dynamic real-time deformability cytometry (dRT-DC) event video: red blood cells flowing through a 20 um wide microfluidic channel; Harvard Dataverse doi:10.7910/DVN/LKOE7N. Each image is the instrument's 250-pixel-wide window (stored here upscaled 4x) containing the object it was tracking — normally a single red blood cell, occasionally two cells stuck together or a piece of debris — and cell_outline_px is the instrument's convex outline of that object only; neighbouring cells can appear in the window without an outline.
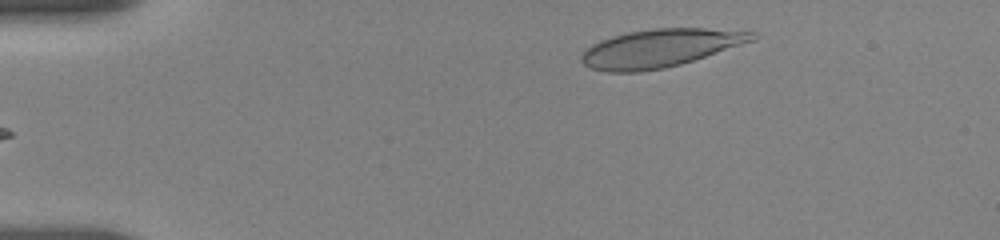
{"species": "human", "species_latin": "Homo sapiens", "temperature_condition": "room temperature", "stored_images_in_passage": 47, "camera_frame_rate_fps": 3000, "um_per_image_px": 0.085, "donor": {"sex": "female"}, "frame": {"image": 1, "passage_image": 2, "time_ms": 0.333, "image_size_px": [1000, 240], "cell_outline_px": [[760, 36], [756, 40], [680, 64], [664, 68], [640, 72], [608, 72], [592, 68], [584, 64], [580, 60], [580, 56], [592, 44], [600, 40], [612, 36], [628, 32], [652, 28], [704, 28], [756, 32]], "centroid_in_image_um": [56.13, 4.08], "position_along_channel_um": 28.9, "area_um2": 37.8}}
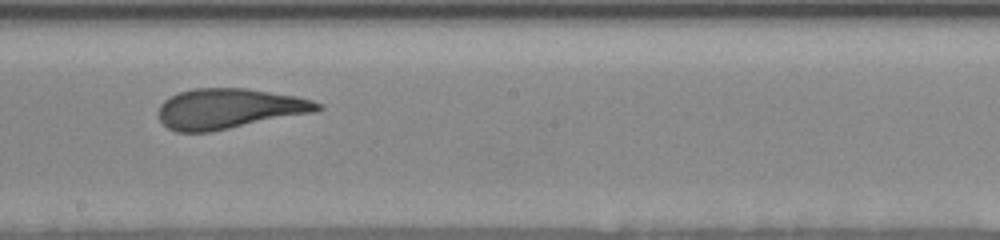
{"frame": {"image": 2, "passage_image": 24, "time_ms": 7.667, "image_size_px": [1000, 240], "cell_outline_px": [[324, 108], [316, 112], [212, 132], [176, 132], [168, 128], [160, 120], [160, 104], [164, 100], [180, 92], [192, 88], [248, 88], [296, 96], [312, 100], [324, 104]], "centroid_in_image_um": [19.53, 9.24], "position_along_channel_um": 228.7, "area_um2": 37.51}}
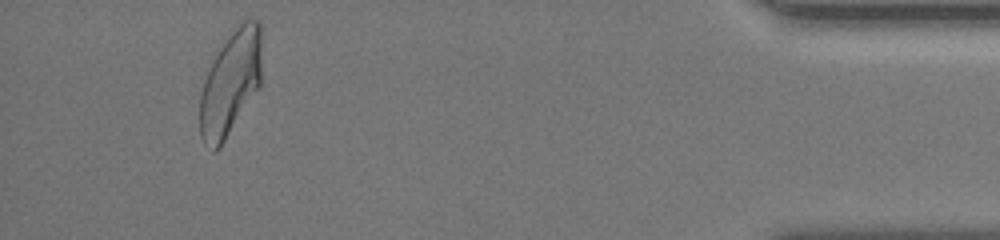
{"frame": {"image": 3, "passage_image": 44, "time_ms": 14.333, "image_size_px": [1000, 240], "cell_outline_px": [[260, 84], [220, 148], [216, 152], [212, 152], [204, 144], [200, 136], [200, 92], [212, 52], [232, 28], [248, 16], [256, 20], [260, 24]], "centroid_in_image_um": [19.53, 6.99], "position_along_channel_um": 415.7, "area_um2": 38.61}, "authors_computed_cell_mechanics": {"area_um2": 37.6278, "velocity_mm_per_s": 3.6609, "shape_relaxation_time_tau1_ms": 5.3819, "shape_relaxation_time_tau2_ms": 1.1505, "deformation_change_tau1": 0.1825, "deformation_change_tau2": 0.0782}}